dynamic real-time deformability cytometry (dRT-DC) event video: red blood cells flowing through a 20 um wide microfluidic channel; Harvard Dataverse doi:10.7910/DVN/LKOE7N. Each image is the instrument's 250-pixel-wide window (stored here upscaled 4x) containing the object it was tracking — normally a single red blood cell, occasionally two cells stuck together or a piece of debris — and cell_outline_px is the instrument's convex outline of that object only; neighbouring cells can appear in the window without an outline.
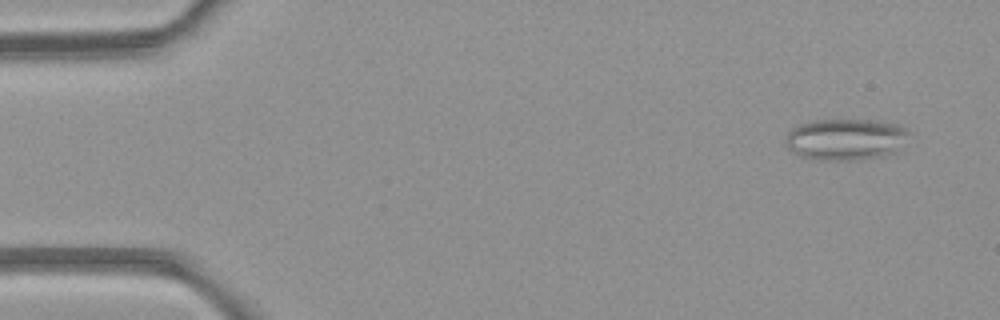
{"species": "common noctule bat (a hibernating species)", "species_latin": "Nyctalus noctula", "temperature_condition": "room temperature", "stored_images_in_passage": 4, "camera_frame_rate_fps": 3000, "um_per_image_px": 0.085, "animal": {"sex": "female", "body_mass_g": 21.9}, "frame": {"image": 1, "passage_image": 1, "time_ms": 0.0, "image_size_px": [1000, 320], "cell_outline_px": [[908, 132], [896, 152], [884, 156], [848, 160], [816, 160], [800, 156], [788, 148], [784, 140], [784, 136], [792, 128], [800, 124], [816, 120], [872, 120], [896, 124], [908, 128]], "centroid_in_image_um": [71.83, 11.84], "position_along_channel_um": 13.2, "area_um2": 29.71}}
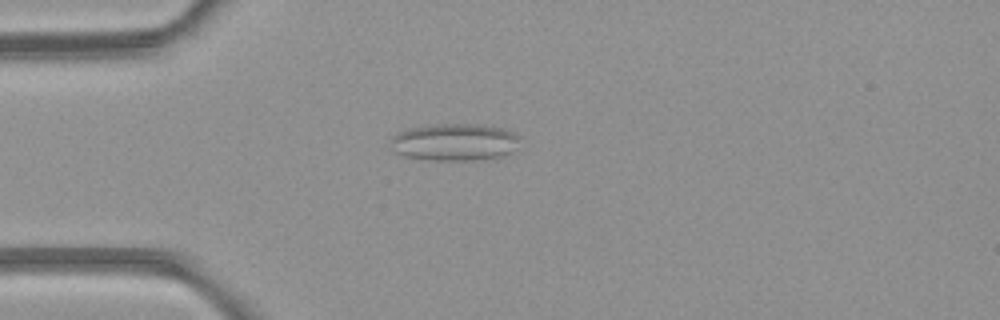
{"frame": {"image": 2, "passage_image": 4, "time_ms": 3.333, "image_size_px": [1000, 320], "cell_outline_px": [[520, 136], [512, 152], [500, 156], [476, 160], [432, 160], [404, 156], [396, 152], [388, 144], [392, 136], [396, 132], [412, 128], [440, 124], [476, 124], [500, 128], [516, 132]], "centroid_in_image_um": [38.61, 12.08], "position_along_channel_um": 46.4, "area_um2": 27.92}}